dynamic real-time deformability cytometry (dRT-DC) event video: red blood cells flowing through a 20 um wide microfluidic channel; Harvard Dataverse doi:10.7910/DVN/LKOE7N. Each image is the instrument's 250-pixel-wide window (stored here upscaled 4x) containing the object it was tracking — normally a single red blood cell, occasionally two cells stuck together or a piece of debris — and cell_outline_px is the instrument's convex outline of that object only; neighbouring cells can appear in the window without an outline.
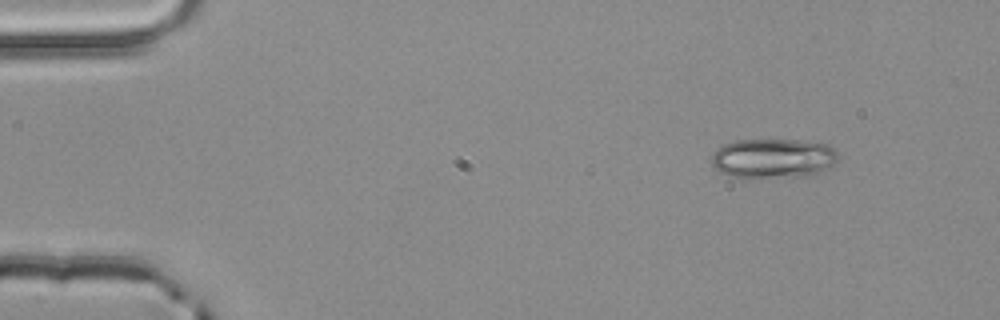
{"species": "common noctule bat (a hibernating species)", "species_latin": "Nyctalus noctula", "temperature_condition": "room temperature", "stored_images_in_passage": 3, "camera_frame_rate_fps": 3000, "um_per_image_px": 0.085, "animal": {"sex": "male", "body_mass_g": 20.4}, "frame": {"image": 1, "passage_image": 1, "time_ms": 0.0, "image_size_px": [1000, 320], "cell_outline_px": [[840, 160], [824, 172], [808, 176], [728, 176], [720, 172], [712, 164], [712, 152], [720, 144], [736, 140], [800, 140], [832, 144], [836, 148], [840, 156]], "centroid_in_image_um": [65.8, 13.42], "position_along_channel_um": 19.2, "area_um2": 29.65}}